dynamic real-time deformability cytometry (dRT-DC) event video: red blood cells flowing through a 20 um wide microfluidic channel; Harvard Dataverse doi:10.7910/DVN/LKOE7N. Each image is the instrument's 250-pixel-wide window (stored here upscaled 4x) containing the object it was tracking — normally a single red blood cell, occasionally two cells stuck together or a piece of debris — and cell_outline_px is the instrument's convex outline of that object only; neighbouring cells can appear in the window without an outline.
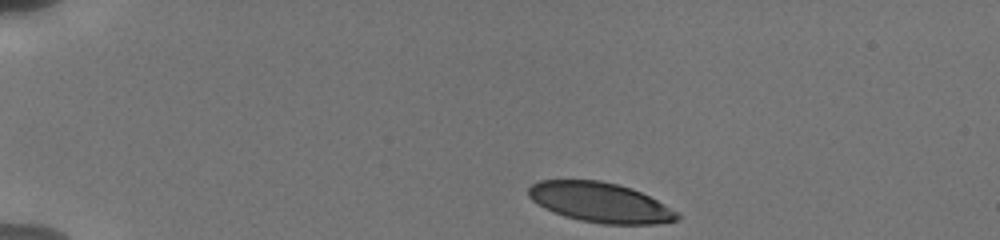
{"species": "human", "species_latin": "Homo sapiens", "temperature_condition": "cold", "stored_images_in_passage": 2, "camera_frame_rate_fps": 3000, "um_per_image_px": 0.085, "donor": {"sex": "male"}, "frame": {"image": 1, "passage_image": 1, "time_ms": 0.0, "image_size_px": [1000, 240], "cell_outline_px": [[680, 216], [676, 220], [652, 224], [604, 224], [580, 220], [564, 216], [552, 212], [544, 208], [532, 200], [528, 196], [528, 188], [532, 184], [540, 180], [600, 180], [632, 188], [680, 212]], "centroid_in_image_um": [51.0, 17.2], "position_along_channel_um": 34.0, "area_um2": 34.45}}